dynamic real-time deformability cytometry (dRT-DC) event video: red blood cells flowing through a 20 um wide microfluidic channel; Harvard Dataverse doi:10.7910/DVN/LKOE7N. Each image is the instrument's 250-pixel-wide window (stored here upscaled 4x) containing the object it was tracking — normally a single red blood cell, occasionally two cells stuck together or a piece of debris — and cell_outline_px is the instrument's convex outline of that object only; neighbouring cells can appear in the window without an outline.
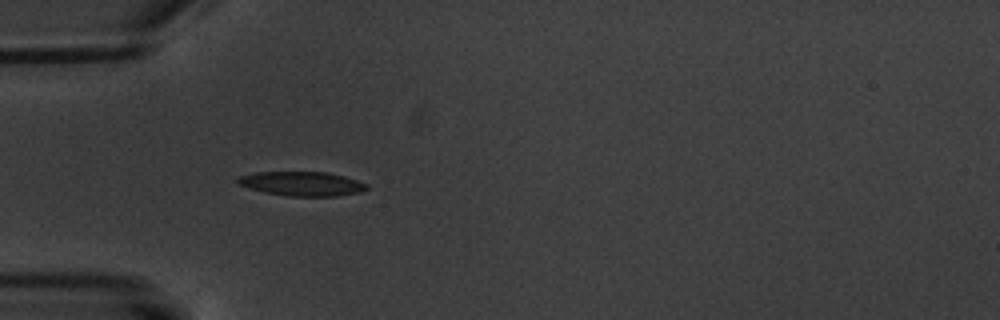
{"species": "common noctule bat (a hibernating species)", "species_latin": "Nyctalus noctula", "temperature_condition": "warm", "stored_images_in_passage": 6, "camera_frame_rate_fps": 3000, "um_per_image_px": 0.085, "animal": {"sex": "male", "body_mass_g": 20.1, "forearm_length_mm": 53.5}, "frame": {"image": 1, "passage_image": 6, "time_ms": 5.667, "image_size_px": [1000, 320], "cell_outline_px": [[368, 188], [360, 192], [336, 196], [288, 196], [264, 192], [236, 184], [236, 180], [240, 176], [256, 172], [328, 172], [344, 176], [368, 184]], "centroid_in_image_um": [25.66, 15.61], "position_along_channel_um": 59.3, "area_um2": 18.21}}